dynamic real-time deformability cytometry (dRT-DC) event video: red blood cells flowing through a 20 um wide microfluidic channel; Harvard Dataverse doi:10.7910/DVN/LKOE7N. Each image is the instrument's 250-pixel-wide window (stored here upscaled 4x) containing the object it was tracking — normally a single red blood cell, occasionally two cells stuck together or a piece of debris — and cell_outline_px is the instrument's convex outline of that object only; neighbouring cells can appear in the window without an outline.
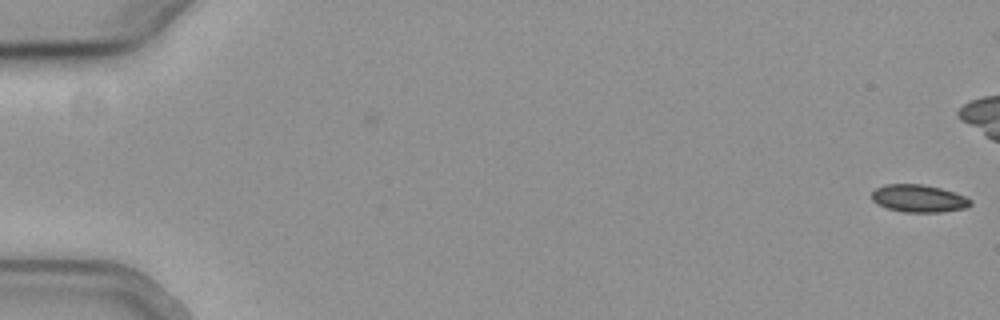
{"species": "common noctule bat (a hibernating species)", "species_latin": "Nyctalus noctula", "temperature_condition": "cold", "stored_images_in_passage": 6, "camera_frame_rate_fps": 3000, "um_per_image_px": 0.085, "animal": {"sex": "female", "body_mass_g": 19.3, "forearm_length_mm": 54.1}, "frame": {"image": 1, "passage_image": 6, "time_ms": 1.667, "image_size_px": [1000, 320], "cell_outline_px": [[972, 204], [968, 208], [940, 212], [904, 212], [888, 208], [876, 204], [872, 200], [872, 192], [876, 188], [884, 184], [920, 184], [940, 188], [964, 196], [972, 200]], "centroid_in_image_um": [78.08, 16.87], "position_along_channel_um": 6.9, "area_um2": 15.84}}